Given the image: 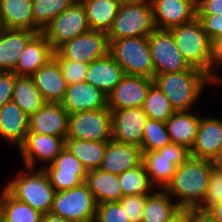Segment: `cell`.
<instances>
[{"label": "cell", "mask_w": 222, "mask_h": 222, "mask_svg": "<svg viewBox=\"0 0 222 222\" xmlns=\"http://www.w3.org/2000/svg\"><path fill=\"white\" fill-rule=\"evenodd\" d=\"M62 106L70 113L108 108V98L86 81L68 85Z\"/></svg>", "instance_id": "20"}, {"label": "cell", "mask_w": 222, "mask_h": 222, "mask_svg": "<svg viewBox=\"0 0 222 222\" xmlns=\"http://www.w3.org/2000/svg\"><path fill=\"white\" fill-rule=\"evenodd\" d=\"M197 15H222V0H196Z\"/></svg>", "instance_id": "45"}, {"label": "cell", "mask_w": 222, "mask_h": 222, "mask_svg": "<svg viewBox=\"0 0 222 222\" xmlns=\"http://www.w3.org/2000/svg\"><path fill=\"white\" fill-rule=\"evenodd\" d=\"M95 222H130L119 202L97 204Z\"/></svg>", "instance_id": "41"}, {"label": "cell", "mask_w": 222, "mask_h": 222, "mask_svg": "<svg viewBox=\"0 0 222 222\" xmlns=\"http://www.w3.org/2000/svg\"><path fill=\"white\" fill-rule=\"evenodd\" d=\"M122 0H82L90 30L105 33L111 29Z\"/></svg>", "instance_id": "29"}, {"label": "cell", "mask_w": 222, "mask_h": 222, "mask_svg": "<svg viewBox=\"0 0 222 222\" xmlns=\"http://www.w3.org/2000/svg\"><path fill=\"white\" fill-rule=\"evenodd\" d=\"M185 221V208H181L176 214L165 222H184Z\"/></svg>", "instance_id": "51"}, {"label": "cell", "mask_w": 222, "mask_h": 222, "mask_svg": "<svg viewBox=\"0 0 222 222\" xmlns=\"http://www.w3.org/2000/svg\"><path fill=\"white\" fill-rule=\"evenodd\" d=\"M205 213L213 222H222V203L210 206Z\"/></svg>", "instance_id": "48"}, {"label": "cell", "mask_w": 222, "mask_h": 222, "mask_svg": "<svg viewBox=\"0 0 222 222\" xmlns=\"http://www.w3.org/2000/svg\"><path fill=\"white\" fill-rule=\"evenodd\" d=\"M65 147L70 150L88 171L100 167L107 147V141L66 138Z\"/></svg>", "instance_id": "32"}, {"label": "cell", "mask_w": 222, "mask_h": 222, "mask_svg": "<svg viewBox=\"0 0 222 222\" xmlns=\"http://www.w3.org/2000/svg\"><path fill=\"white\" fill-rule=\"evenodd\" d=\"M212 165L210 160L190 156L176 167L172 180L164 190L178 198L181 208L196 209L205 198Z\"/></svg>", "instance_id": "1"}, {"label": "cell", "mask_w": 222, "mask_h": 222, "mask_svg": "<svg viewBox=\"0 0 222 222\" xmlns=\"http://www.w3.org/2000/svg\"><path fill=\"white\" fill-rule=\"evenodd\" d=\"M109 54L125 74L155 77L148 37H126L109 42Z\"/></svg>", "instance_id": "6"}, {"label": "cell", "mask_w": 222, "mask_h": 222, "mask_svg": "<svg viewBox=\"0 0 222 222\" xmlns=\"http://www.w3.org/2000/svg\"><path fill=\"white\" fill-rule=\"evenodd\" d=\"M170 31L189 66L204 72L214 81L212 42L201 25L200 17L196 14Z\"/></svg>", "instance_id": "3"}, {"label": "cell", "mask_w": 222, "mask_h": 222, "mask_svg": "<svg viewBox=\"0 0 222 222\" xmlns=\"http://www.w3.org/2000/svg\"><path fill=\"white\" fill-rule=\"evenodd\" d=\"M55 51L63 59L89 64L109 53L108 36L99 30H89L64 42Z\"/></svg>", "instance_id": "12"}, {"label": "cell", "mask_w": 222, "mask_h": 222, "mask_svg": "<svg viewBox=\"0 0 222 222\" xmlns=\"http://www.w3.org/2000/svg\"><path fill=\"white\" fill-rule=\"evenodd\" d=\"M67 138L87 141L112 139V117L109 108L70 113Z\"/></svg>", "instance_id": "9"}, {"label": "cell", "mask_w": 222, "mask_h": 222, "mask_svg": "<svg viewBox=\"0 0 222 222\" xmlns=\"http://www.w3.org/2000/svg\"><path fill=\"white\" fill-rule=\"evenodd\" d=\"M4 188L14 198L25 202L42 215L50 212L56 192L43 168L36 170L26 167Z\"/></svg>", "instance_id": "4"}, {"label": "cell", "mask_w": 222, "mask_h": 222, "mask_svg": "<svg viewBox=\"0 0 222 222\" xmlns=\"http://www.w3.org/2000/svg\"><path fill=\"white\" fill-rule=\"evenodd\" d=\"M123 196L150 194L153 185L150 183L148 173L143 162L134 168L119 174Z\"/></svg>", "instance_id": "36"}, {"label": "cell", "mask_w": 222, "mask_h": 222, "mask_svg": "<svg viewBox=\"0 0 222 222\" xmlns=\"http://www.w3.org/2000/svg\"><path fill=\"white\" fill-rule=\"evenodd\" d=\"M12 101L28 117L34 115L46 103L31 76H17Z\"/></svg>", "instance_id": "31"}, {"label": "cell", "mask_w": 222, "mask_h": 222, "mask_svg": "<svg viewBox=\"0 0 222 222\" xmlns=\"http://www.w3.org/2000/svg\"><path fill=\"white\" fill-rule=\"evenodd\" d=\"M41 222H72V221L66 220L65 218L53 214L52 212H48L42 215Z\"/></svg>", "instance_id": "49"}, {"label": "cell", "mask_w": 222, "mask_h": 222, "mask_svg": "<svg viewBox=\"0 0 222 222\" xmlns=\"http://www.w3.org/2000/svg\"><path fill=\"white\" fill-rule=\"evenodd\" d=\"M149 119L166 122L175 112L168 98L156 84H152L142 106Z\"/></svg>", "instance_id": "37"}, {"label": "cell", "mask_w": 222, "mask_h": 222, "mask_svg": "<svg viewBox=\"0 0 222 222\" xmlns=\"http://www.w3.org/2000/svg\"><path fill=\"white\" fill-rule=\"evenodd\" d=\"M70 1H72L73 3H80V2H82V0H70Z\"/></svg>", "instance_id": "53"}, {"label": "cell", "mask_w": 222, "mask_h": 222, "mask_svg": "<svg viewBox=\"0 0 222 222\" xmlns=\"http://www.w3.org/2000/svg\"><path fill=\"white\" fill-rule=\"evenodd\" d=\"M112 139L141 148L143 131L148 119L142 107L111 110Z\"/></svg>", "instance_id": "14"}, {"label": "cell", "mask_w": 222, "mask_h": 222, "mask_svg": "<svg viewBox=\"0 0 222 222\" xmlns=\"http://www.w3.org/2000/svg\"><path fill=\"white\" fill-rule=\"evenodd\" d=\"M72 3L70 0H32L34 31L41 33L51 20Z\"/></svg>", "instance_id": "35"}, {"label": "cell", "mask_w": 222, "mask_h": 222, "mask_svg": "<svg viewBox=\"0 0 222 222\" xmlns=\"http://www.w3.org/2000/svg\"><path fill=\"white\" fill-rule=\"evenodd\" d=\"M147 197L148 194L126 195L118 201L130 222H142Z\"/></svg>", "instance_id": "42"}, {"label": "cell", "mask_w": 222, "mask_h": 222, "mask_svg": "<svg viewBox=\"0 0 222 222\" xmlns=\"http://www.w3.org/2000/svg\"><path fill=\"white\" fill-rule=\"evenodd\" d=\"M219 203H222V173L212 169L205 198L196 210L205 212L210 206Z\"/></svg>", "instance_id": "40"}, {"label": "cell", "mask_w": 222, "mask_h": 222, "mask_svg": "<svg viewBox=\"0 0 222 222\" xmlns=\"http://www.w3.org/2000/svg\"><path fill=\"white\" fill-rule=\"evenodd\" d=\"M201 19V25L212 41L222 34V15H198Z\"/></svg>", "instance_id": "44"}, {"label": "cell", "mask_w": 222, "mask_h": 222, "mask_svg": "<svg viewBox=\"0 0 222 222\" xmlns=\"http://www.w3.org/2000/svg\"><path fill=\"white\" fill-rule=\"evenodd\" d=\"M199 122V115L192 114L191 111L174 112L165 122L171 143L191 151L198 133Z\"/></svg>", "instance_id": "28"}, {"label": "cell", "mask_w": 222, "mask_h": 222, "mask_svg": "<svg viewBox=\"0 0 222 222\" xmlns=\"http://www.w3.org/2000/svg\"><path fill=\"white\" fill-rule=\"evenodd\" d=\"M0 222H5L1 212H0Z\"/></svg>", "instance_id": "54"}, {"label": "cell", "mask_w": 222, "mask_h": 222, "mask_svg": "<svg viewBox=\"0 0 222 222\" xmlns=\"http://www.w3.org/2000/svg\"><path fill=\"white\" fill-rule=\"evenodd\" d=\"M124 75L122 67L108 53L89 63L85 81L108 96Z\"/></svg>", "instance_id": "22"}, {"label": "cell", "mask_w": 222, "mask_h": 222, "mask_svg": "<svg viewBox=\"0 0 222 222\" xmlns=\"http://www.w3.org/2000/svg\"><path fill=\"white\" fill-rule=\"evenodd\" d=\"M29 117L13 101L0 108V136L19 148L29 131Z\"/></svg>", "instance_id": "25"}, {"label": "cell", "mask_w": 222, "mask_h": 222, "mask_svg": "<svg viewBox=\"0 0 222 222\" xmlns=\"http://www.w3.org/2000/svg\"><path fill=\"white\" fill-rule=\"evenodd\" d=\"M85 183L97 204L118 202L123 197L119 175L101 169L88 170Z\"/></svg>", "instance_id": "27"}, {"label": "cell", "mask_w": 222, "mask_h": 222, "mask_svg": "<svg viewBox=\"0 0 222 222\" xmlns=\"http://www.w3.org/2000/svg\"><path fill=\"white\" fill-rule=\"evenodd\" d=\"M191 156L190 150L181 145L170 143L151 152H143V164L150 183L164 189L172 180L176 167Z\"/></svg>", "instance_id": "8"}, {"label": "cell", "mask_w": 222, "mask_h": 222, "mask_svg": "<svg viewBox=\"0 0 222 222\" xmlns=\"http://www.w3.org/2000/svg\"><path fill=\"white\" fill-rule=\"evenodd\" d=\"M181 207L173 203L172 197L164 190L151 192L146 199L142 222H165Z\"/></svg>", "instance_id": "33"}, {"label": "cell", "mask_w": 222, "mask_h": 222, "mask_svg": "<svg viewBox=\"0 0 222 222\" xmlns=\"http://www.w3.org/2000/svg\"><path fill=\"white\" fill-rule=\"evenodd\" d=\"M6 28L7 27H6V24L4 22L3 15L1 13V8H0V33L3 32Z\"/></svg>", "instance_id": "52"}, {"label": "cell", "mask_w": 222, "mask_h": 222, "mask_svg": "<svg viewBox=\"0 0 222 222\" xmlns=\"http://www.w3.org/2000/svg\"><path fill=\"white\" fill-rule=\"evenodd\" d=\"M31 77L45 102L61 103L63 101L68 84L54 57L50 58Z\"/></svg>", "instance_id": "21"}, {"label": "cell", "mask_w": 222, "mask_h": 222, "mask_svg": "<svg viewBox=\"0 0 222 222\" xmlns=\"http://www.w3.org/2000/svg\"><path fill=\"white\" fill-rule=\"evenodd\" d=\"M16 78L15 72L0 71V108L12 101Z\"/></svg>", "instance_id": "43"}, {"label": "cell", "mask_w": 222, "mask_h": 222, "mask_svg": "<svg viewBox=\"0 0 222 222\" xmlns=\"http://www.w3.org/2000/svg\"><path fill=\"white\" fill-rule=\"evenodd\" d=\"M156 29L170 30L196 15V0H150Z\"/></svg>", "instance_id": "17"}, {"label": "cell", "mask_w": 222, "mask_h": 222, "mask_svg": "<svg viewBox=\"0 0 222 222\" xmlns=\"http://www.w3.org/2000/svg\"><path fill=\"white\" fill-rule=\"evenodd\" d=\"M170 143L166 123L148 118L143 131L142 152L157 151Z\"/></svg>", "instance_id": "38"}, {"label": "cell", "mask_w": 222, "mask_h": 222, "mask_svg": "<svg viewBox=\"0 0 222 222\" xmlns=\"http://www.w3.org/2000/svg\"><path fill=\"white\" fill-rule=\"evenodd\" d=\"M150 0H122L108 31V41L126 37H148L154 30Z\"/></svg>", "instance_id": "5"}, {"label": "cell", "mask_w": 222, "mask_h": 222, "mask_svg": "<svg viewBox=\"0 0 222 222\" xmlns=\"http://www.w3.org/2000/svg\"><path fill=\"white\" fill-rule=\"evenodd\" d=\"M184 222H213L210 217L202 211L196 209L185 208Z\"/></svg>", "instance_id": "47"}, {"label": "cell", "mask_w": 222, "mask_h": 222, "mask_svg": "<svg viewBox=\"0 0 222 222\" xmlns=\"http://www.w3.org/2000/svg\"><path fill=\"white\" fill-rule=\"evenodd\" d=\"M0 8L8 29L34 31L32 0H0Z\"/></svg>", "instance_id": "30"}, {"label": "cell", "mask_w": 222, "mask_h": 222, "mask_svg": "<svg viewBox=\"0 0 222 222\" xmlns=\"http://www.w3.org/2000/svg\"><path fill=\"white\" fill-rule=\"evenodd\" d=\"M222 148V120L202 118L195 143L190 151L192 157L211 160Z\"/></svg>", "instance_id": "23"}, {"label": "cell", "mask_w": 222, "mask_h": 222, "mask_svg": "<svg viewBox=\"0 0 222 222\" xmlns=\"http://www.w3.org/2000/svg\"><path fill=\"white\" fill-rule=\"evenodd\" d=\"M142 161L143 152L139 146L111 139L107 141V147L99 169L119 175L140 165Z\"/></svg>", "instance_id": "19"}, {"label": "cell", "mask_w": 222, "mask_h": 222, "mask_svg": "<svg viewBox=\"0 0 222 222\" xmlns=\"http://www.w3.org/2000/svg\"><path fill=\"white\" fill-rule=\"evenodd\" d=\"M53 57L58 61L61 73L68 85L85 81L89 64L63 59L56 51L53 52Z\"/></svg>", "instance_id": "39"}, {"label": "cell", "mask_w": 222, "mask_h": 222, "mask_svg": "<svg viewBox=\"0 0 222 222\" xmlns=\"http://www.w3.org/2000/svg\"><path fill=\"white\" fill-rule=\"evenodd\" d=\"M154 80L144 76L125 74L120 83L107 96L108 108L119 110L142 107Z\"/></svg>", "instance_id": "15"}, {"label": "cell", "mask_w": 222, "mask_h": 222, "mask_svg": "<svg viewBox=\"0 0 222 222\" xmlns=\"http://www.w3.org/2000/svg\"><path fill=\"white\" fill-rule=\"evenodd\" d=\"M54 50L42 33H37L22 52L13 72L17 76H32L53 57Z\"/></svg>", "instance_id": "26"}, {"label": "cell", "mask_w": 222, "mask_h": 222, "mask_svg": "<svg viewBox=\"0 0 222 222\" xmlns=\"http://www.w3.org/2000/svg\"><path fill=\"white\" fill-rule=\"evenodd\" d=\"M210 161H211L212 169L219 173H222V148Z\"/></svg>", "instance_id": "50"}, {"label": "cell", "mask_w": 222, "mask_h": 222, "mask_svg": "<svg viewBox=\"0 0 222 222\" xmlns=\"http://www.w3.org/2000/svg\"><path fill=\"white\" fill-rule=\"evenodd\" d=\"M89 21L83 4L72 3L56 16L41 32L55 51L61 44L89 31Z\"/></svg>", "instance_id": "10"}, {"label": "cell", "mask_w": 222, "mask_h": 222, "mask_svg": "<svg viewBox=\"0 0 222 222\" xmlns=\"http://www.w3.org/2000/svg\"><path fill=\"white\" fill-rule=\"evenodd\" d=\"M69 113L61 103L46 102L29 117V131L67 138Z\"/></svg>", "instance_id": "18"}, {"label": "cell", "mask_w": 222, "mask_h": 222, "mask_svg": "<svg viewBox=\"0 0 222 222\" xmlns=\"http://www.w3.org/2000/svg\"><path fill=\"white\" fill-rule=\"evenodd\" d=\"M55 191H64L81 185L86 180L87 169L64 147L55 160L42 166Z\"/></svg>", "instance_id": "13"}, {"label": "cell", "mask_w": 222, "mask_h": 222, "mask_svg": "<svg viewBox=\"0 0 222 222\" xmlns=\"http://www.w3.org/2000/svg\"><path fill=\"white\" fill-rule=\"evenodd\" d=\"M148 41L153 58L155 75L169 72H182L191 67L183 58L170 30L155 29Z\"/></svg>", "instance_id": "11"}, {"label": "cell", "mask_w": 222, "mask_h": 222, "mask_svg": "<svg viewBox=\"0 0 222 222\" xmlns=\"http://www.w3.org/2000/svg\"><path fill=\"white\" fill-rule=\"evenodd\" d=\"M97 203L87 184L56 191L50 212L72 222H95Z\"/></svg>", "instance_id": "7"}, {"label": "cell", "mask_w": 222, "mask_h": 222, "mask_svg": "<svg viewBox=\"0 0 222 222\" xmlns=\"http://www.w3.org/2000/svg\"><path fill=\"white\" fill-rule=\"evenodd\" d=\"M0 195V212L5 222H41V213L14 198L5 188Z\"/></svg>", "instance_id": "34"}, {"label": "cell", "mask_w": 222, "mask_h": 222, "mask_svg": "<svg viewBox=\"0 0 222 222\" xmlns=\"http://www.w3.org/2000/svg\"><path fill=\"white\" fill-rule=\"evenodd\" d=\"M211 42H212V60L214 65V82L217 83L222 81L221 77L219 78L215 74L217 72V67L218 68L221 67L220 65L222 64V34L217 36Z\"/></svg>", "instance_id": "46"}, {"label": "cell", "mask_w": 222, "mask_h": 222, "mask_svg": "<svg viewBox=\"0 0 222 222\" xmlns=\"http://www.w3.org/2000/svg\"><path fill=\"white\" fill-rule=\"evenodd\" d=\"M64 147L65 139L62 137L28 132L18 150L25 168H36L37 161L52 163Z\"/></svg>", "instance_id": "16"}, {"label": "cell", "mask_w": 222, "mask_h": 222, "mask_svg": "<svg viewBox=\"0 0 222 222\" xmlns=\"http://www.w3.org/2000/svg\"><path fill=\"white\" fill-rule=\"evenodd\" d=\"M153 80L175 112L190 111L205 85L216 84L207 74L193 67L182 72L157 74Z\"/></svg>", "instance_id": "2"}, {"label": "cell", "mask_w": 222, "mask_h": 222, "mask_svg": "<svg viewBox=\"0 0 222 222\" xmlns=\"http://www.w3.org/2000/svg\"><path fill=\"white\" fill-rule=\"evenodd\" d=\"M36 34L27 29L8 28L0 33V71H14L22 52Z\"/></svg>", "instance_id": "24"}]
</instances>
